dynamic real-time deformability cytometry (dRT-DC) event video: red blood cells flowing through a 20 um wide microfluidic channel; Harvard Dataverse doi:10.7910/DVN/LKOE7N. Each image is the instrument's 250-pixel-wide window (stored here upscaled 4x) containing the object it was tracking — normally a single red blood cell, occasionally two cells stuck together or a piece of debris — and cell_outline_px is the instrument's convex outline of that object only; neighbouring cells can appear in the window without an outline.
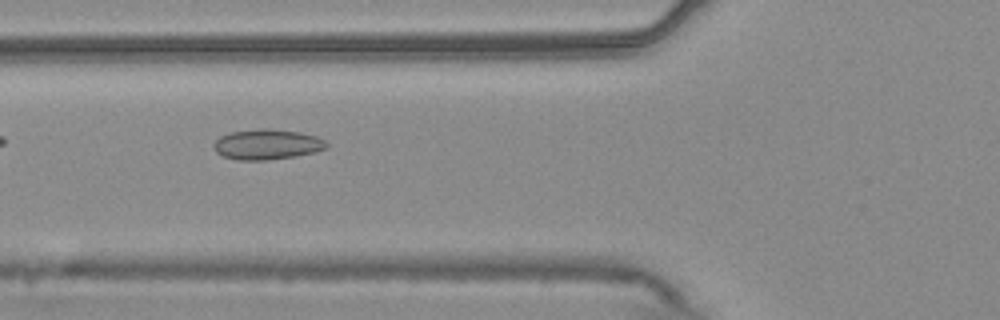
{"species": "common noctule bat (a hibernating species)", "species_latin": "Nyctalus noctula", "temperature_condition": "warm", "stored_images_in_passage": 30, "camera_frame_rate_fps": 3000, "um_per_image_px": 0.085, "animal": {"sex": "male", "body_mass_g": 20.4}, "frame": {"image": 1, "passage_image": 3, "time_ms": 0.667, "image_size_px": [1000, 320], "cell_outline_px": [[328, 148], [316, 152], [296, 156], [268, 160], [236, 160], [224, 156], [216, 152], [216, 140], [220, 136], [232, 132], [260, 128], [264, 128], [300, 132], [316, 136], [324, 140], [328, 144]], "centroid_in_image_um": [22.75, 12.28], "position_along_channel_um": 103.0, "area_um2": 19.83}}
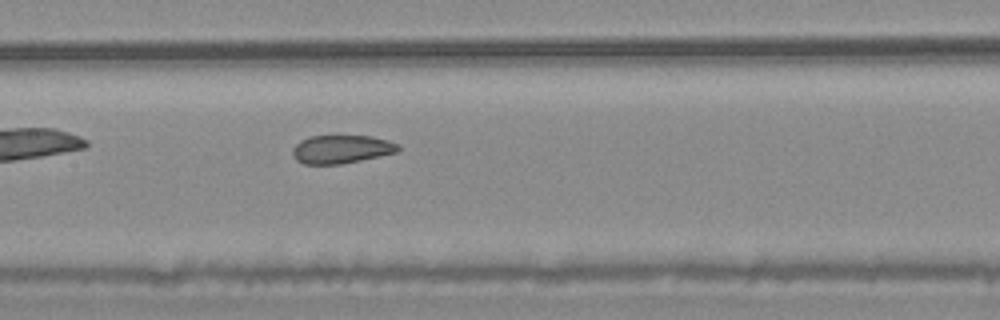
{"frame": {"image": 2, "passage_image": 9, "time_ms": 2.667, "image_size_px": [1000, 320], "cell_outline_px": [[400, 152], [340, 164], [304, 164], [296, 160], [292, 152], [292, 148], [300, 140], [308, 136], [372, 136], [388, 140], [400, 144]], "centroid_in_image_um": [29.04, 12.68], "position_along_channel_um": 178.4, "area_um2": 17.57}}
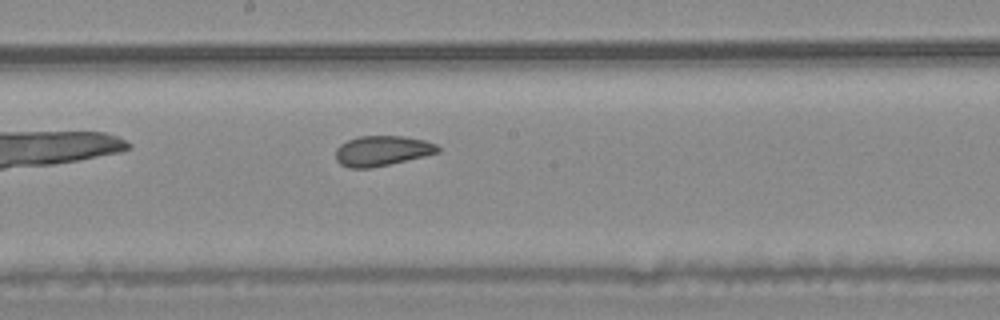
{"frame": {"image": 3, "passage_image": 12, "time_ms": 3.667, "image_size_px": [1000, 320], "cell_outline_px": [[440, 152], [424, 156], [388, 164], [368, 168], [348, 168], [340, 164], [336, 160], [336, 148], [340, 144], [348, 140], [360, 136], [404, 136], [424, 140], [436, 144], [440, 148]], "centroid_in_image_um": [32.46, 12.81], "position_along_channel_um": 215.7, "area_um2": 17.86}}